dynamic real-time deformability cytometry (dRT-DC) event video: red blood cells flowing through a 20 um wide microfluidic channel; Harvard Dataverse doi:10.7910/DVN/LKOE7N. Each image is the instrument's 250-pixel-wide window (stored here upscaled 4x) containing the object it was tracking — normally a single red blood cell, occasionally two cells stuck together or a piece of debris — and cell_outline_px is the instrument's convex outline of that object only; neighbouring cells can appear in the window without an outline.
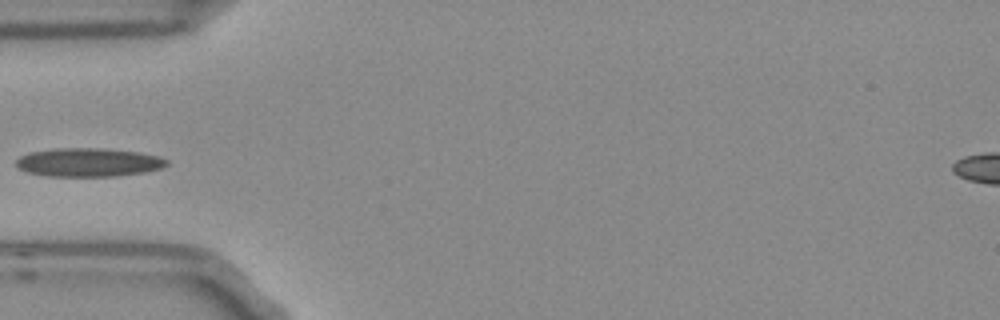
{"species": "Egyptian fruit bat (a non-hibernating species)", "species_latin": "Rousettus aegyptiacus", "temperature_condition": "room temperature", "stored_images_in_passage": 1, "camera_frame_rate_fps": 3000, "um_per_image_px": 0.085, "frame": {"image": 1, "passage_image": 1, "time_ms": 0.0, "image_size_px": [1000, 320], "cell_outline_px": [[168, 164], [160, 168], [144, 172], [116, 176], [48, 176], [28, 172], [16, 168], [16, 160], [20, 156], [32, 152], [52, 148], [100, 148], [136, 152], [156, 156], [168, 160]], "centroid_in_image_um": [7.47, 13.8], "position_along_channel_um": 77.5, "area_um2": 24.91}}